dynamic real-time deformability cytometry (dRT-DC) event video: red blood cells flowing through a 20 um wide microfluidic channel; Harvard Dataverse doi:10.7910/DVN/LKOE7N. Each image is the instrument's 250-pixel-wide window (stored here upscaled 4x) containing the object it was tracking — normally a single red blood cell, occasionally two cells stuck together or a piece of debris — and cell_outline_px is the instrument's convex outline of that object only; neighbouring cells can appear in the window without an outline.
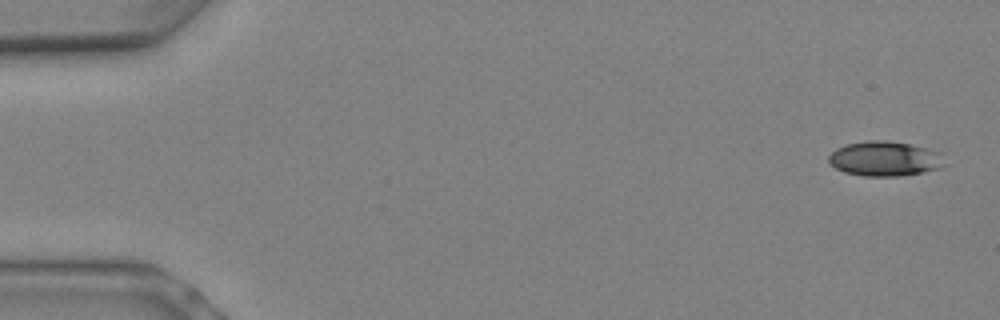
{"species": "Egyptian fruit bat (a non-hibernating species)", "species_latin": "Rousettus aegyptiacus", "temperature_condition": "warm", "stored_images_in_passage": 11, "camera_frame_rate_fps": 3000, "um_per_image_px": 0.085, "animal": {"sex": "female"}, "frame": {"image": 1, "passage_image": 1, "time_ms": 0.0, "image_size_px": [1000, 320], "cell_outline_px": [[944, 164], [940, 168], [900, 176], [864, 176], [844, 172], [836, 168], [828, 160], [828, 156], [836, 148], [848, 144], [868, 140], [884, 140], [908, 144], [944, 152]], "centroid_in_image_um": [75.23, 13.49], "position_along_channel_um": 9.8, "area_um2": 23.47}}
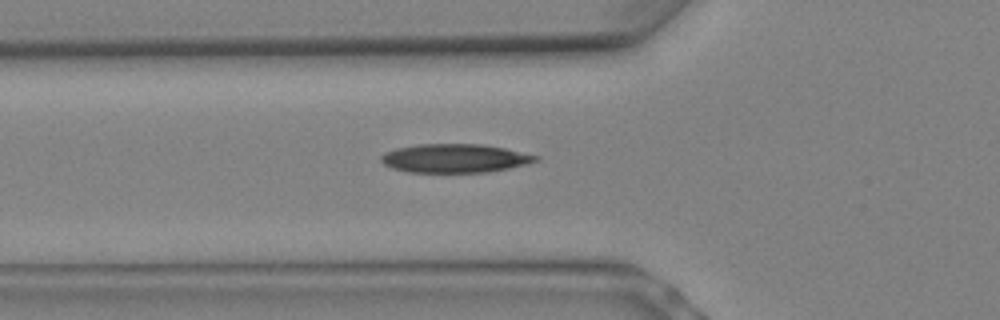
{"frame": {"image": 2, "passage_image": 8, "time_ms": 2.333, "image_size_px": [1000, 320], "cell_outline_px": [[540, 160], [508, 168], [488, 172], [408, 172], [392, 168], [384, 164], [380, 160], [380, 156], [384, 152], [396, 148], [420, 144], [480, 144], [504, 148], [540, 156]], "centroid_in_image_um": [38.63, 13.45], "position_along_channel_um": 87.2, "area_um2": 25.78}}
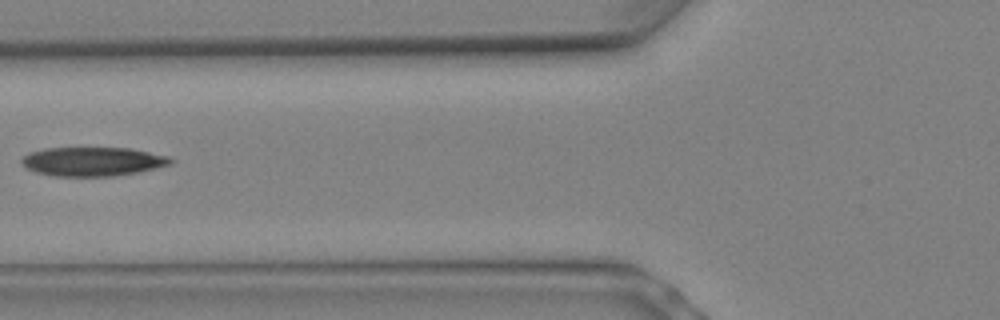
{"frame": {"image": 3, "passage_image": 9, "time_ms": 2.667, "image_size_px": [1000, 320], "cell_outline_px": [[176, 160], [172, 164], [156, 168], [116, 176], [52, 176], [36, 172], [24, 168], [20, 164], [20, 160], [28, 152], [48, 148], [132, 148], [168, 156]], "centroid_in_image_um": [7.87, 13.73], "position_along_channel_um": 117.9, "area_um2": 25.43}}